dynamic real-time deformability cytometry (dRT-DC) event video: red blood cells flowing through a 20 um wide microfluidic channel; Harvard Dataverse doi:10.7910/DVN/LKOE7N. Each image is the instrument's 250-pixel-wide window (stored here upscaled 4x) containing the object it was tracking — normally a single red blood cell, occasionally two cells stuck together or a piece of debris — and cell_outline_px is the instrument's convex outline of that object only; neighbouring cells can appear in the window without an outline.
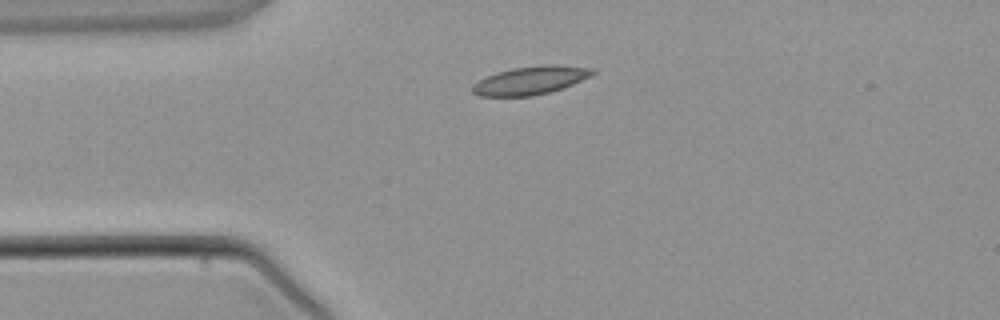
{"species": "common noctule bat (a hibernating species)", "species_latin": "Nyctalus noctula", "temperature_condition": "warm", "stored_images_in_passage": 5, "camera_frame_rate_fps": 3000, "um_per_image_px": 0.085, "animal": {"sex": "male", "body_mass_g": 21.5, "forearm_length_mm": 52.0}, "frame": {"image": 1, "passage_image": 5, "time_ms": 4.667, "image_size_px": [1000, 320], "cell_outline_px": [[596, 72], [592, 76], [572, 84], [548, 92], [532, 96], [480, 96], [472, 92], [472, 84], [496, 72], [512, 68], [548, 64], [556, 64], [596, 68]], "centroid_in_image_um": [45.13, 6.81], "position_along_channel_um": 39.9, "area_um2": 19.77}}